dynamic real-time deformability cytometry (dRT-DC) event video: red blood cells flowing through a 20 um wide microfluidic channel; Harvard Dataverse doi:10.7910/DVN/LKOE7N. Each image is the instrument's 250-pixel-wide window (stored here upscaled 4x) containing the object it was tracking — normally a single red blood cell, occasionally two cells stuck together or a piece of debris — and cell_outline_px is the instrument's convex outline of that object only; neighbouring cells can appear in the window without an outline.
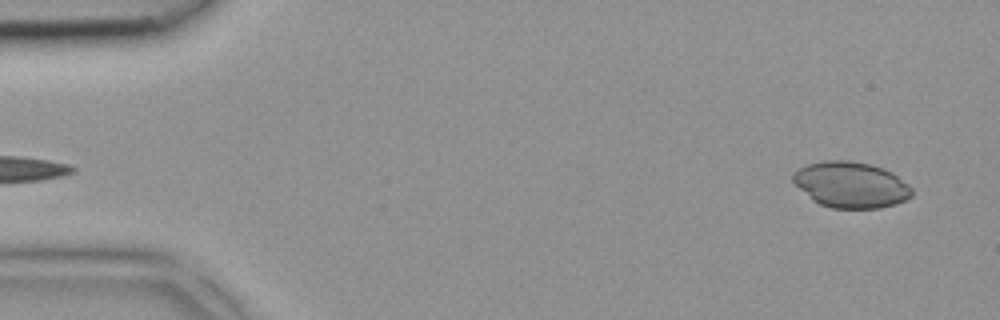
{"species": "common noctule bat (a hibernating species)", "species_latin": "Nyctalus noctula", "temperature_condition": "room temperature", "stored_images_in_passage": 38, "camera_frame_rate_fps": 3000, "um_per_image_px": 0.085, "animal": {"sex": "female", "body_mass_g": 18.4}, "frame": {"image": 1, "passage_image": 1, "time_ms": 0.0, "image_size_px": [1000, 320], "cell_outline_px": [[912, 196], [896, 204], [880, 208], [832, 208], [820, 204], [812, 200], [792, 180], [792, 176], [800, 168], [808, 164], [824, 160], [848, 160], [872, 164], [884, 168], [892, 172], [908, 184], [912, 188]], "centroid_in_image_um": [72.35, 15.7], "position_along_channel_um": 12.6, "area_um2": 31.79}}